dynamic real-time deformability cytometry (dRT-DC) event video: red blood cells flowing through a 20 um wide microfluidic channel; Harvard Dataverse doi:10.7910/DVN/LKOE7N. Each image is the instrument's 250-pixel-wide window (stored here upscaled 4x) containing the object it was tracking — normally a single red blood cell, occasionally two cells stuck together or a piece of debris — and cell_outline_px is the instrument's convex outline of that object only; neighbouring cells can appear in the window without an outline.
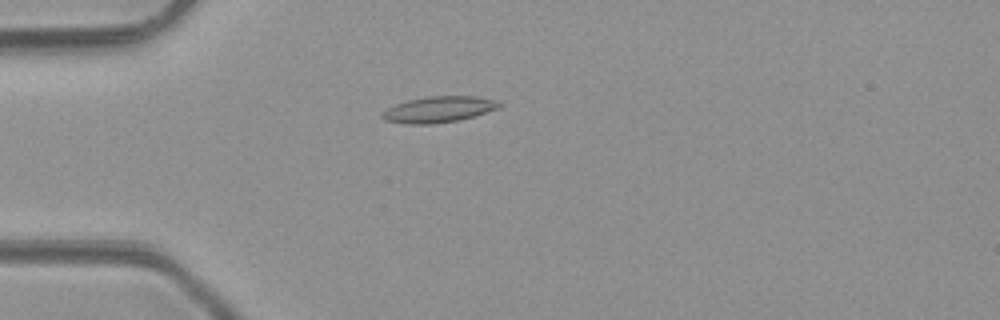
{"species": "common noctule bat (a hibernating species)", "species_latin": "Nyctalus noctula", "temperature_condition": "room temperature", "stored_images_in_passage": 1, "camera_frame_rate_fps": 3000, "um_per_image_px": 0.085, "animal": {"sex": "male", "body_mass_g": 23.1, "forearm_length_mm": 52.7}, "frame": {"image": 1, "passage_image": 1, "time_ms": 0.0, "image_size_px": [1000, 320], "cell_outline_px": [[500, 108], [460, 120], [432, 124], [408, 124], [384, 120], [380, 116], [380, 112], [396, 104], [408, 100], [428, 96], [476, 96], [496, 100], [500, 104]], "centroid_in_image_um": [37.26, 9.3], "position_along_channel_um": 47.7, "area_um2": 17.8}}